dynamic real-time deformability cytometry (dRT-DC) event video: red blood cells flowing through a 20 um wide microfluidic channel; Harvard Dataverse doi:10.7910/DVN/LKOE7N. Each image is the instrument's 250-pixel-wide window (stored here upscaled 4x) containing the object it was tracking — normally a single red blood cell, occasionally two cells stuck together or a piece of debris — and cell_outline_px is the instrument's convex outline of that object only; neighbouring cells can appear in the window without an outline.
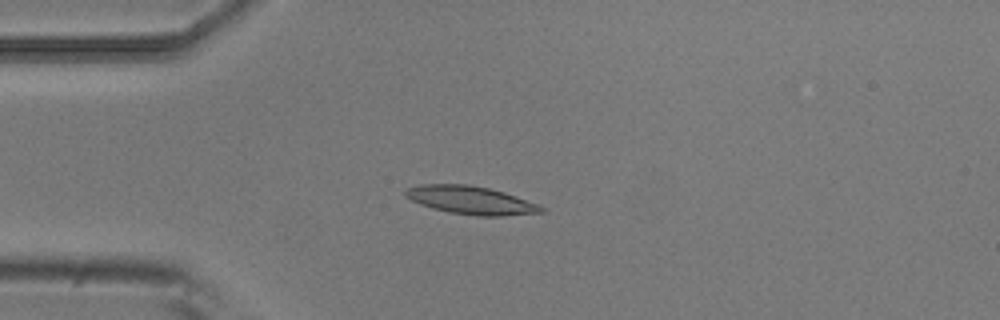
{"species": "common noctule bat (a hibernating species)", "species_latin": "Nyctalus noctula", "temperature_condition": "room temperature", "stored_images_in_passage": 5, "camera_frame_rate_fps": 3000, "um_per_image_px": 0.085, "animal": {"sex": "male", "body_mass_g": 20.5, "forearm_length_mm": 52.5}, "frame": {"image": 1, "passage_image": 3, "time_ms": 0.667, "image_size_px": [1000, 320], "cell_outline_px": [[544, 212], [500, 216], [476, 216], [448, 212], [432, 208], [420, 204], [404, 196], [404, 192], [408, 188], [420, 184], [468, 184], [488, 188], [504, 192], [540, 204], [544, 208]], "centroid_in_image_um": [40.03, 17.02], "position_along_channel_um": 45.0, "area_um2": 22.31}}
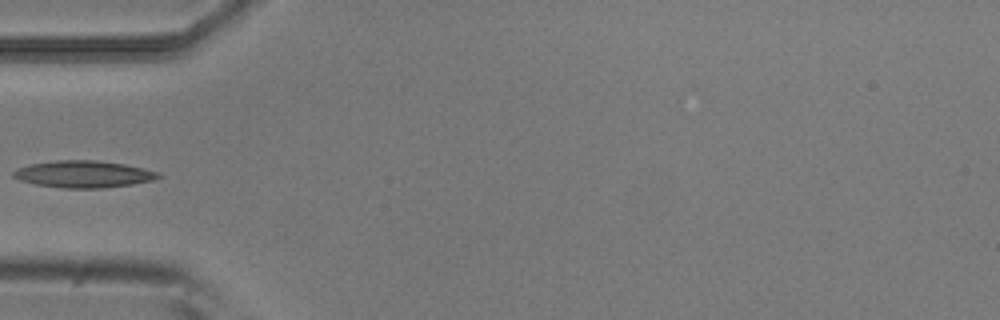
{"frame": {"image": 2, "passage_image": 4, "time_ms": 1.0, "image_size_px": [1000, 320], "cell_outline_px": [[160, 176], [152, 180], [132, 184], [104, 188], [64, 188], [36, 184], [20, 180], [12, 176], [12, 172], [16, 168], [32, 164], [56, 160], [96, 160], [124, 164], [144, 168], [156, 172]], "centroid_in_image_um": [7.06, 14.8], "position_along_channel_um": 77.9, "area_um2": 22.54}}
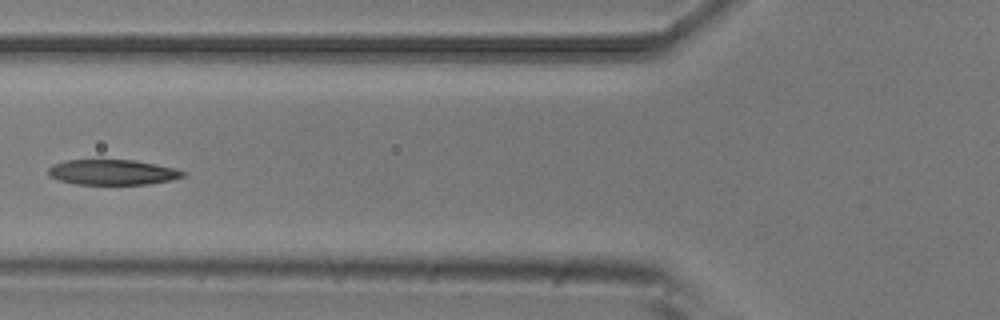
{"frame": {"image": 3, "passage_image": 5, "time_ms": 1.333, "image_size_px": [1000, 320], "cell_outline_px": [[184, 176], [172, 180], [148, 184], [76, 184], [60, 180], [48, 176], [48, 168], [52, 164], [64, 160], [136, 160], [176, 168], [184, 172]], "centroid_in_image_um": [9.54, 14.63], "position_along_channel_um": 116.3, "area_um2": 19.88}}